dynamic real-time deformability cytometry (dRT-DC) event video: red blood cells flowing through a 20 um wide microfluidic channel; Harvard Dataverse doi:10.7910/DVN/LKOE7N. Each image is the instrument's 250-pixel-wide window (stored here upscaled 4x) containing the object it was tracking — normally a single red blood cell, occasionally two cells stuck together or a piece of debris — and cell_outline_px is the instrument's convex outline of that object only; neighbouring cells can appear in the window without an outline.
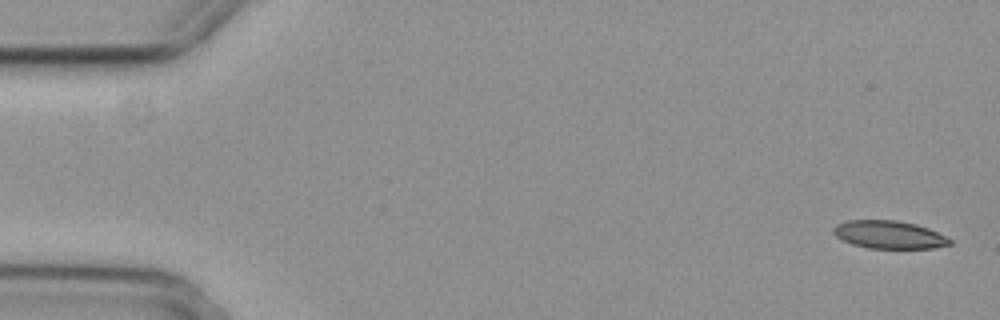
{"species": "common noctule bat (a hibernating species)", "species_latin": "Nyctalus noctula", "temperature_condition": "cold", "stored_images_in_passage": 4, "camera_frame_rate_fps": 3000, "um_per_image_px": 0.085, "animal": {"sex": "female", "body_mass_g": 29.2, "forearm_length_mm": 56.3}, "frame": {"image": 1, "passage_image": 1, "time_ms": 0.0, "image_size_px": [1000, 320], "cell_outline_px": [[952, 244], [936, 248], [868, 248], [852, 244], [836, 236], [832, 232], [832, 228], [836, 224], [844, 220], [896, 220], [916, 224], [928, 228], [952, 240]], "centroid_in_image_um": [75.55, 19.94], "position_along_channel_um": 9.5, "area_um2": 18.96}}